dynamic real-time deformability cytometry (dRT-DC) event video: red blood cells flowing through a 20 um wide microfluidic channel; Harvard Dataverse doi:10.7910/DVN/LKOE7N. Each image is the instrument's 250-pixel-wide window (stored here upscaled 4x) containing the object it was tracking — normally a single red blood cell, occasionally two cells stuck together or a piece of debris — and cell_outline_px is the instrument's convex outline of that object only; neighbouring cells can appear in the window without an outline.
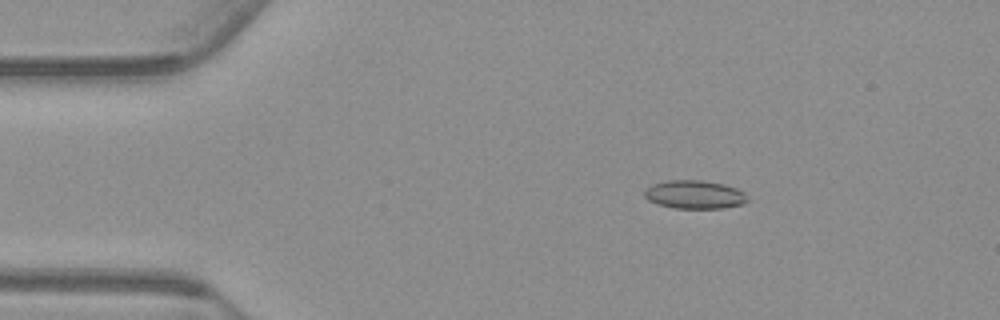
{"species": "common noctule bat (a hibernating species)", "species_latin": "Nyctalus noctula", "temperature_condition": "warm", "stored_images_in_passage": 55, "camera_frame_rate_fps": 3000, "um_per_image_px": 0.085, "animal": {"sex": "male", "body_mass_g": 23.1, "forearm_length_mm": 52.7}, "frame": {"image": 1, "passage_image": 9, "time_ms": 2.667, "image_size_px": [1000, 320], "cell_outline_px": [[748, 200], [744, 204], [724, 208], [676, 208], [656, 204], [648, 200], [644, 196], [644, 188], [652, 184], [668, 180], [700, 180], [724, 184], [736, 188], [744, 192]], "centroid_in_image_um": [59.02, 16.53], "position_along_channel_um": 26.0, "area_um2": 17.17}}
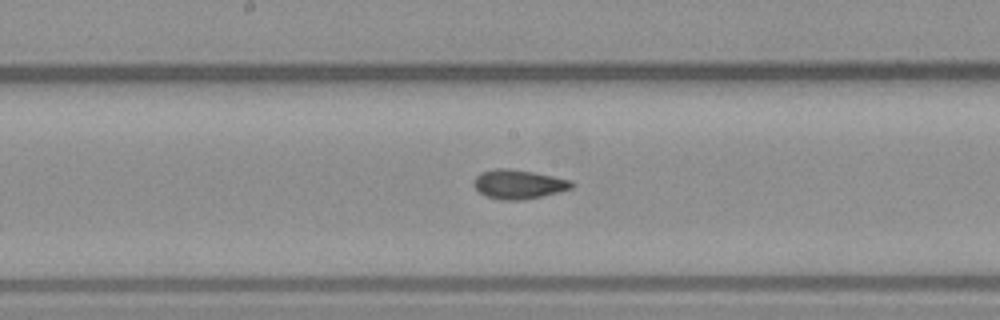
{"frame": {"image": 2, "passage_image": 28, "time_ms": 9.0, "image_size_px": [1000, 320], "cell_outline_px": [[576, 184], [572, 188], [560, 192], [520, 200], [500, 200], [488, 196], [480, 192], [472, 184], [476, 176], [480, 172], [492, 168], [508, 168], [532, 172], [572, 180]], "centroid_in_image_um": [44.08, 15.65], "position_along_channel_um": 204.1, "area_um2": 16.65}}
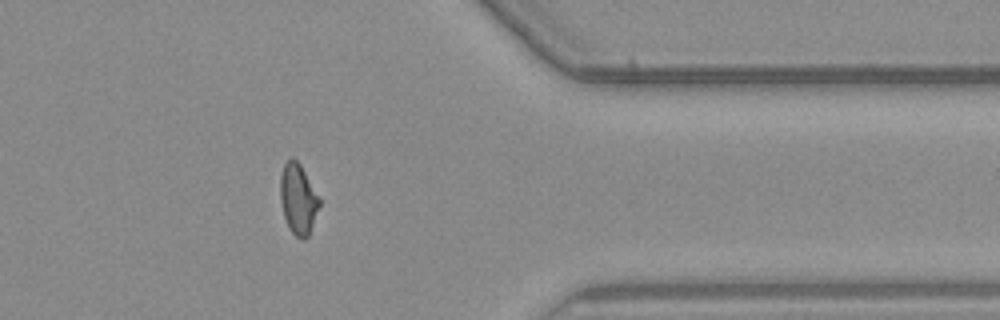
{"frame": {"image": 3, "passage_image": 44, "time_ms": 14.333, "image_size_px": [1000, 320], "cell_outline_px": [[320, 204], [308, 236], [304, 240], [300, 240], [288, 228], [284, 216], [280, 200], [280, 176], [284, 164], [292, 156], [300, 164], [320, 200]], "centroid_in_image_um": [25.32, 16.93], "position_along_channel_um": 386.1, "area_um2": 15.9}, "authors_computed_cell_mechanics": {"area_um2": 16.3574, "velocity_mm_per_s": 3.7638, "shape_relaxation_time_tau1_ms": null, "shape_relaxation_time_tau2_ms": 1.654, "deformation_change_tau1": null, "deformation_change_tau2": 0.0769}}